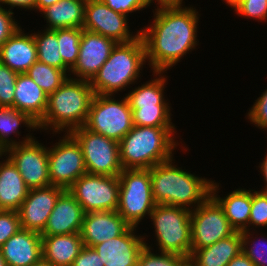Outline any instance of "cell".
Wrapping results in <instances>:
<instances>
[{"label": "cell", "instance_id": "cell-1", "mask_svg": "<svg viewBox=\"0 0 267 266\" xmlns=\"http://www.w3.org/2000/svg\"><path fill=\"white\" fill-rule=\"evenodd\" d=\"M197 10L193 5L152 9V24L139 28L149 70L167 73L186 54L196 50L199 45L197 35L201 17Z\"/></svg>", "mask_w": 267, "mask_h": 266}, {"label": "cell", "instance_id": "cell-2", "mask_svg": "<svg viewBox=\"0 0 267 266\" xmlns=\"http://www.w3.org/2000/svg\"><path fill=\"white\" fill-rule=\"evenodd\" d=\"M174 157L150 168L152 196L156 204L192 211L211 195L213 179L178 167Z\"/></svg>", "mask_w": 267, "mask_h": 266}, {"label": "cell", "instance_id": "cell-3", "mask_svg": "<svg viewBox=\"0 0 267 266\" xmlns=\"http://www.w3.org/2000/svg\"><path fill=\"white\" fill-rule=\"evenodd\" d=\"M94 96L90 81L68 77L48 96L45 115L37 123L38 130L40 133L52 132L54 137L56 134L70 133L73 129L84 126Z\"/></svg>", "mask_w": 267, "mask_h": 266}, {"label": "cell", "instance_id": "cell-4", "mask_svg": "<svg viewBox=\"0 0 267 266\" xmlns=\"http://www.w3.org/2000/svg\"><path fill=\"white\" fill-rule=\"evenodd\" d=\"M176 127L135 126L119 142V158L123 169H150L174 156L176 147L187 151L176 140ZM183 145V146H182Z\"/></svg>", "mask_w": 267, "mask_h": 266}, {"label": "cell", "instance_id": "cell-5", "mask_svg": "<svg viewBox=\"0 0 267 266\" xmlns=\"http://www.w3.org/2000/svg\"><path fill=\"white\" fill-rule=\"evenodd\" d=\"M144 41L136 39L117 43L109 58L90 81L95 94L118 95L131 85L135 86L146 65Z\"/></svg>", "mask_w": 267, "mask_h": 266}, {"label": "cell", "instance_id": "cell-6", "mask_svg": "<svg viewBox=\"0 0 267 266\" xmlns=\"http://www.w3.org/2000/svg\"><path fill=\"white\" fill-rule=\"evenodd\" d=\"M152 73V79L141 83L138 87L131 86L132 90L125 93L132 109L133 124L148 127H175L171 117L172 106L165 97L168 76L165 72Z\"/></svg>", "mask_w": 267, "mask_h": 266}, {"label": "cell", "instance_id": "cell-7", "mask_svg": "<svg viewBox=\"0 0 267 266\" xmlns=\"http://www.w3.org/2000/svg\"><path fill=\"white\" fill-rule=\"evenodd\" d=\"M149 219L154 228L158 252L178 254L189 258L191 254V211L166 204H156Z\"/></svg>", "mask_w": 267, "mask_h": 266}, {"label": "cell", "instance_id": "cell-8", "mask_svg": "<svg viewBox=\"0 0 267 266\" xmlns=\"http://www.w3.org/2000/svg\"><path fill=\"white\" fill-rule=\"evenodd\" d=\"M119 181L117 212L130 226L139 228L143 219H149L156 205L152 196L150 169H123Z\"/></svg>", "mask_w": 267, "mask_h": 266}, {"label": "cell", "instance_id": "cell-9", "mask_svg": "<svg viewBox=\"0 0 267 266\" xmlns=\"http://www.w3.org/2000/svg\"><path fill=\"white\" fill-rule=\"evenodd\" d=\"M115 98V95L95 94L84 127L119 143L134 124L126 95Z\"/></svg>", "mask_w": 267, "mask_h": 266}, {"label": "cell", "instance_id": "cell-10", "mask_svg": "<svg viewBox=\"0 0 267 266\" xmlns=\"http://www.w3.org/2000/svg\"><path fill=\"white\" fill-rule=\"evenodd\" d=\"M70 134L80 144L88 174L119 176L123 168L119 158V143L89 131L84 126Z\"/></svg>", "mask_w": 267, "mask_h": 266}, {"label": "cell", "instance_id": "cell-11", "mask_svg": "<svg viewBox=\"0 0 267 266\" xmlns=\"http://www.w3.org/2000/svg\"><path fill=\"white\" fill-rule=\"evenodd\" d=\"M119 176L84 174L68 191L82 206L85 213L117 211L119 205Z\"/></svg>", "mask_w": 267, "mask_h": 266}, {"label": "cell", "instance_id": "cell-12", "mask_svg": "<svg viewBox=\"0 0 267 266\" xmlns=\"http://www.w3.org/2000/svg\"><path fill=\"white\" fill-rule=\"evenodd\" d=\"M50 146L48 147L50 183L68 189L80 176L87 173L82 148L70 133H64L58 142Z\"/></svg>", "mask_w": 267, "mask_h": 266}, {"label": "cell", "instance_id": "cell-13", "mask_svg": "<svg viewBox=\"0 0 267 266\" xmlns=\"http://www.w3.org/2000/svg\"><path fill=\"white\" fill-rule=\"evenodd\" d=\"M235 232L223 208L211 195L191 211V251L210 246Z\"/></svg>", "mask_w": 267, "mask_h": 266}, {"label": "cell", "instance_id": "cell-14", "mask_svg": "<svg viewBox=\"0 0 267 266\" xmlns=\"http://www.w3.org/2000/svg\"><path fill=\"white\" fill-rule=\"evenodd\" d=\"M5 156L16 166L29 189L51 185L48 169V147L41 142L39 143L36 137L7 148Z\"/></svg>", "mask_w": 267, "mask_h": 266}, {"label": "cell", "instance_id": "cell-15", "mask_svg": "<svg viewBox=\"0 0 267 266\" xmlns=\"http://www.w3.org/2000/svg\"><path fill=\"white\" fill-rule=\"evenodd\" d=\"M128 16L115 12L102 0H87L83 29L113 39L116 43L129 42L140 35V29L130 30Z\"/></svg>", "mask_w": 267, "mask_h": 266}, {"label": "cell", "instance_id": "cell-16", "mask_svg": "<svg viewBox=\"0 0 267 266\" xmlns=\"http://www.w3.org/2000/svg\"><path fill=\"white\" fill-rule=\"evenodd\" d=\"M116 44L113 39L83 29L78 60L70 70L69 77L91 81L109 58Z\"/></svg>", "mask_w": 267, "mask_h": 266}, {"label": "cell", "instance_id": "cell-17", "mask_svg": "<svg viewBox=\"0 0 267 266\" xmlns=\"http://www.w3.org/2000/svg\"><path fill=\"white\" fill-rule=\"evenodd\" d=\"M64 190L53 185L29 189L27 197L17 210L21 228L41 233Z\"/></svg>", "mask_w": 267, "mask_h": 266}, {"label": "cell", "instance_id": "cell-18", "mask_svg": "<svg viewBox=\"0 0 267 266\" xmlns=\"http://www.w3.org/2000/svg\"><path fill=\"white\" fill-rule=\"evenodd\" d=\"M136 230L138 227L130 226L122 235L93 247L105 266H136L139 263L145 241L143 234Z\"/></svg>", "mask_w": 267, "mask_h": 266}, {"label": "cell", "instance_id": "cell-19", "mask_svg": "<svg viewBox=\"0 0 267 266\" xmlns=\"http://www.w3.org/2000/svg\"><path fill=\"white\" fill-rule=\"evenodd\" d=\"M130 225L117 211H98L85 213L80 235L84 246L93 248L122 235Z\"/></svg>", "mask_w": 267, "mask_h": 266}, {"label": "cell", "instance_id": "cell-20", "mask_svg": "<svg viewBox=\"0 0 267 266\" xmlns=\"http://www.w3.org/2000/svg\"><path fill=\"white\" fill-rule=\"evenodd\" d=\"M85 212L74 196L65 189L58 197L41 235L80 233Z\"/></svg>", "mask_w": 267, "mask_h": 266}, {"label": "cell", "instance_id": "cell-21", "mask_svg": "<svg viewBox=\"0 0 267 266\" xmlns=\"http://www.w3.org/2000/svg\"><path fill=\"white\" fill-rule=\"evenodd\" d=\"M20 26L1 46L0 63L11 70L26 73L38 60L37 47L33 33L26 32Z\"/></svg>", "mask_w": 267, "mask_h": 266}, {"label": "cell", "instance_id": "cell-22", "mask_svg": "<svg viewBox=\"0 0 267 266\" xmlns=\"http://www.w3.org/2000/svg\"><path fill=\"white\" fill-rule=\"evenodd\" d=\"M0 250L8 266H31L42 258V236L20 228Z\"/></svg>", "mask_w": 267, "mask_h": 266}, {"label": "cell", "instance_id": "cell-23", "mask_svg": "<svg viewBox=\"0 0 267 266\" xmlns=\"http://www.w3.org/2000/svg\"><path fill=\"white\" fill-rule=\"evenodd\" d=\"M219 185L221 184L212 181L211 196L219 203L223 208L225 216L227 217L230 225L236 231H248V223L251 212L252 204V189L239 187L230 191L224 197H220L218 194L220 191Z\"/></svg>", "mask_w": 267, "mask_h": 266}, {"label": "cell", "instance_id": "cell-24", "mask_svg": "<svg viewBox=\"0 0 267 266\" xmlns=\"http://www.w3.org/2000/svg\"><path fill=\"white\" fill-rule=\"evenodd\" d=\"M48 95L27 73H19L15 83L14 108L27 113L37 123L44 117Z\"/></svg>", "mask_w": 267, "mask_h": 266}, {"label": "cell", "instance_id": "cell-25", "mask_svg": "<svg viewBox=\"0 0 267 266\" xmlns=\"http://www.w3.org/2000/svg\"><path fill=\"white\" fill-rule=\"evenodd\" d=\"M41 236L42 258L52 266H71L84 247L80 233Z\"/></svg>", "mask_w": 267, "mask_h": 266}, {"label": "cell", "instance_id": "cell-26", "mask_svg": "<svg viewBox=\"0 0 267 266\" xmlns=\"http://www.w3.org/2000/svg\"><path fill=\"white\" fill-rule=\"evenodd\" d=\"M28 191L16 166L7 156H3L0 160V210L17 211Z\"/></svg>", "mask_w": 267, "mask_h": 266}, {"label": "cell", "instance_id": "cell-27", "mask_svg": "<svg viewBox=\"0 0 267 266\" xmlns=\"http://www.w3.org/2000/svg\"><path fill=\"white\" fill-rule=\"evenodd\" d=\"M87 0H59L40 14L46 20L45 29L83 28Z\"/></svg>", "mask_w": 267, "mask_h": 266}, {"label": "cell", "instance_id": "cell-28", "mask_svg": "<svg viewBox=\"0 0 267 266\" xmlns=\"http://www.w3.org/2000/svg\"><path fill=\"white\" fill-rule=\"evenodd\" d=\"M242 251L240 231L216 243L191 251L190 259L196 266H227Z\"/></svg>", "mask_w": 267, "mask_h": 266}, {"label": "cell", "instance_id": "cell-29", "mask_svg": "<svg viewBox=\"0 0 267 266\" xmlns=\"http://www.w3.org/2000/svg\"><path fill=\"white\" fill-rule=\"evenodd\" d=\"M21 125L26 127L27 132H29L26 136L23 135L24 137L21 138L23 140L16 139L21 136V131H19V129L22 128ZM31 130H36L37 132L38 125L27 113L18 111L13 107L0 106V146L4 150L11 146L32 140L34 135L31 133ZM11 135H15L16 138L11 137Z\"/></svg>", "mask_w": 267, "mask_h": 266}, {"label": "cell", "instance_id": "cell-30", "mask_svg": "<svg viewBox=\"0 0 267 266\" xmlns=\"http://www.w3.org/2000/svg\"><path fill=\"white\" fill-rule=\"evenodd\" d=\"M42 31V32H41ZM34 31L33 36L37 47V59L39 62L70 73V68L63 62L59 52L58 29Z\"/></svg>", "mask_w": 267, "mask_h": 266}, {"label": "cell", "instance_id": "cell-31", "mask_svg": "<svg viewBox=\"0 0 267 266\" xmlns=\"http://www.w3.org/2000/svg\"><path fill=\"white\" fill-rule=\"evenodd\" d=\"M29 77L49 96L69 77L63 70L38 60L26 72Z\"/></svg>", "mask_w": 267, "mask_h": 266}, {"label": "cell", "instance_id": "cell-32", "mask_svg": "<svg viewBox=\"0 0 267 266\" xmlns=\"http://www.w3.org/2000/svg\"><path fill=\"white\" fill-rule=\"evenodd\" d=\"M83 28L58 29L59 52L63 62L72 69L77 63Z\"/></svg>", "mask_w": 267, "mask_h": 266}, {"label": "cell", "instance_id": "cell-33", "mask_svg": "<svg viewBox=\"0 0 267 266\" xmlns=\"http://www.w3.org/2000/svg\"><path fill=\"white\" fill-rule=\"evenodd\" d=\"M254 231H241L242 251L255 266H267V234L262 232L263 235L261 233L259 234L258 230L256 232ZM258 235H261L263 241L260 240V236Z\"/></svg>", "mask_w": 267, "mask_h": 266}, {"label": "cell", "instance_id": "cell-34", "mask_svg": "<svg viewBox=\"0 0 267 266\" xmlns=\"http://www.w3.org/2000/svg\"><path fill=\"white\" fill-rule=\"evenodd\" d=\"M144 235L145 247L142 249L139 255V264L141 266H180L181 263L186 259L178 254L165 253L154 251L152 245L148 244L149 235ZM154 251V252H153Z\"/></svg>", "mask_w": 267, "mask_h": 266}, {"label": "cell", "instance_id": "cell-35", "mask_svg": "<svg viewBox=\"0 0 267 266\" xmlns=\"http://www.w3.org/2000/svg\"><path fill=\"white\" fill-rule=\"evenodd\" d=\"M267 227V192L252 189V204L248 230ZM255 228V229H254Z\"/></svg>", "mask_w": 267, "mask_h": 266}, {"label": "cell", "instance_id": "cell-36", "mask_svg": "<svg viewBox=\"0 0 267 266\" xmlns=\"http://www.w3.org/2000/svg\"><path fill=\"white\" fill-rule=\"evenodd\" d=\"M233 9L239 17L258 22H266L267 20V0H238L232 7Z\"/></svg>", "mask_w": 267, "mask_h": 266}, {"label": "cell", "instance_id": "cell-37", "mask_svg": "<svg viewBox=\"0 0 267 266\" xmlns=\"http://www.w3.org/2000/svg\"><path fill=\"white\" fill-rule=\"evenodd\" d=\"M18 73L0 63V106L14 108V91Z\"/></svg>", "mask_w": 267, "mask_h": 266}, {"label": "cell", "instance_id": "cell-38", "mask_svg": "<svg viewBox=\"0 0 267 266\" xmlns=\"http://www.w3.org/2000/svg\"><path fill=\"white\" fill-rule=\"evenodd\" d=\"M245 118L250 121V124L255 125L258 129L263 131L267 130V88L261 93L252 107L249 108V112Z\"/></svg>", "mask_w": 267, "mask_h": 266}, {"label": "cell", "instance_id": "cell-39", "mask_svg": "<svg viewBox=\"0 0 267 266\" xmlns=\"http://www.w3.org/2000/svg\"><path fill=\"white\" fill-rule=\"evenodd\" d=\"M21 228L18 212L0 210V249Z\"/></svg>", "mask_w": 267, "mask_h": 266}, {"label": "cell", "instance_id": "cell-40", "mask_svg": "<svg viewBox=\"0 0 267 266\" xmlns=\"http://www.w3.org/2000/svg\"><path fill=\"white\" fill-rule=\"evenodd\" d=\"M115 12L127 15L149 8L147 0H102Z\"/></svg>", "mask_w": 267, "mask_h": 266}, {"label": "cell", "instance_id": "cell-41", "mask_svg": "<svg viewBox=\"0 0 267 266\" xmlns=\"http://www.w3.org/2000/svg\"><path fill=\"white\" fill-rule=\"evenodd\" d=\"M14 13L0 6V46L21 26Z\"/></svg>", "mask_w": 267, "mask_h": 266}, {"label": "cell", "instance_id": "cell-42", "mask_svg": "<svg viewBox=\"0 0 267 266\" xmlns=\"http://www.w3.org/2000/svg\"><path fill=\"white\" fill-rule=\"evenodd\" d=\"M71 266H105V264L94 248L84 246Z\"/></svg>", "mask_w": 267, "mask_h": 266}, {"label": "cell", "instance_id": "cell-43", "mask_svg": "<svg viewBox=\"0 0 267 266\" xmlns=\"http://www.w3.org/2000/svg\"><path fill=\"white\" fill-rule=\"evenodd\" d=\"M0 6L8 8L12 12L15 7H17L16 9L35 11V0H0Z\"/></svg>", "mask_w": 267, "mask_h": 266}, {"label": "cell", "instance_id": "cell-44", "mask_svg": "<svg viewBox=\"0 0 267 266\" xmlns=\"http://www.w3.org/2000/svg\"><path fill=\"white\" fill-rule=\"evenodd\" d=\"M227 266H255L253 262L241 251Z\"/></svg>", "mask_w": 267, "mask_h": 266}, {"label": "cell", "instance_id": "cell-45", "mask_svg": "<svg viewBox=\"0 0 267 266\" xmlns=\"http://www.w3.org/2000/svg\"><path fill=\"white\" fill-rule=\"evenodd\" d=\"M149 7L151 5L156 4V7H164V6H184V0H147ZM154 3V4H153Z\"/></svg>", "mask_w": 267, "mask_h": 266}, {"label": "cell", "instance_id": "cell-46", "mask_svg": "<svg viewBox=\"0 0 267 266\" xmlns=\"http://www.w3.org/2000/svg\"><path fill=\"white\" fill-rule=\"evenodd\" d=\"M263 161L260 162V164L258 165V168L260 170V174L263 177V182H264V187L262 186L261 190L262 192H267V153L264 156V159H262Z\"/></svg>", "mask_w": 267, "mask_h": 266}, {"label": "cell", "instance_id": "cell-47", "mask_svg": "<svg viewBox=\"0 0 267 266\" xmlns=\"http://www.w3.org/2000/svg\"><path fill=\"white\" fill-rule=\"evenodd\" d=\"M59 0H35V12L40 13L43 9L57 3Z\"/></svg>", "mask_w": 267, "mask_h": 266}, {"label": "cell", "instance_id": "cell-48", "mask_svg": "<svg viewBox=\"0 0 267 266\" xmlns=\"http://www.w3.org/2000/svg\"><path fill=\"white\" fill-rule=\"evenodd\" d=\"M31 266H52L48 261L41 258L38 262L32 264Z\"/></svg>", "mask_w": 267, "mask_h": 266}, {"label": "cell", "instance_id": "cell-49", "mask_svg": "<svg viewBox=\"0 0 267 266\" xmlns=\"http://www.w3.org/2000/svg\"><path fill=\"white\" fill-rule=\"evenodd\" d=\"M180 266H196L195 263L190 259L186 258Z\"/></svg>", "mask_w": 267, "mask_h": 266}, {"label": "cell", "instance_id": "cell-50", "mask_svg": "<svg viewBox=\"0 0 267 266\" xmlns=\"http://www.w3.org/2000/svg\"><path fill=\"white\" fill-rule=\"evenodd\" d=\"M221 1H223L224 3L227 4V6L232 8L237 3L238 0H221Z\"/></svg>", "mask_w": 267, "mask_h": 266}, {"label": "cell", "instance_id": "cell-51", "mask_svg": "<svg viewBox=\"0 0 267 266\" xmlns=\"http://www.w3.org/2000/svg\"><path fill=\"white\" fill-rule=\"evenodd\" d=\"M0 266H8L2 256V252L0 250Z\"/></svg>", "mask_w": 267, "mask_h": 266}, {"label": "cell", "instance_id": "cell-52", "mask_svg": "<svg viewBox=\"0 0 267 266\" xmlns=\"http://www.w3.org/2000/svg\"><path fill=\"white\" fill-rule=\"evenodd\" d=\"M5 156V150L0 146V159H2Z\"/></svg>", "mask_w": 267, "mask_h": 266}]
</instances>
